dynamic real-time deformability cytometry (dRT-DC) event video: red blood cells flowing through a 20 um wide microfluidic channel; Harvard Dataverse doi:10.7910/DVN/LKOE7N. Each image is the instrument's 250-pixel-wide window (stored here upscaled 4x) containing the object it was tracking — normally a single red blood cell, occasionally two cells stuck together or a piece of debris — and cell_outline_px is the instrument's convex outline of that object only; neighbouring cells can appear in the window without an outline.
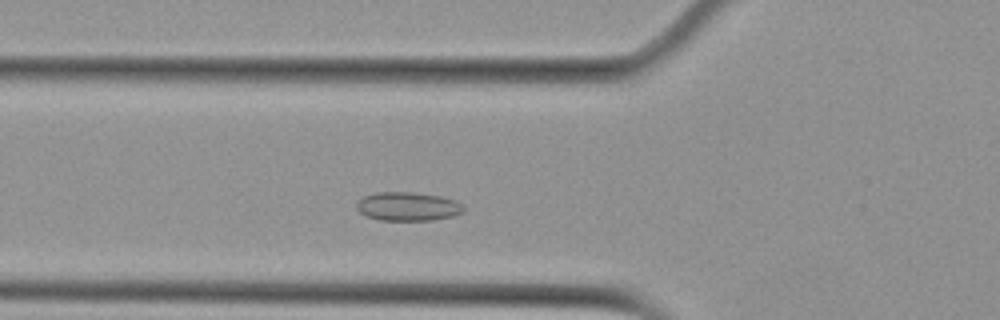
{"species": "Egyptian fruit bat (a non-hibernating species)", "species_latin": "Rousettus aegyptiacus", "temperature_condition": "cold", "stored_images_in_passage": 44, "camera_frame_rate_fps": 3000, "um_per_image_px": 0.085, "animal": {"sex": "female"}, "frame": {"image": 1, "passage_image": 8, "time_ms": 2.333, "image_size_px": [1000, 320], "cell_outline_px": [[464, 212], [452, 216], [432, 220], [380, 220], [368, 216], [360, 212], [356, 208], [356, 204], [364, 196], [376, 192], [412, 192], [440, 196], [456, 200], [464, 204]], "centroid_in_image_um": [34.7, 17.54], "position_along_channel_um": 91.1, "area_um2": 17.92}}
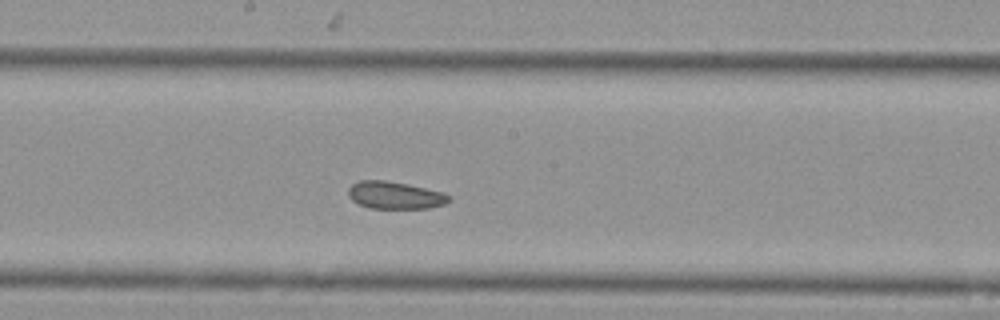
{"frame": {"image": 2, "passage_image": 18, "time_ms": 5.667, "image_size_px": [1000, 320], "cell_outline_px": [[452, 200], [444, 204], [428, 208], [368, 208], [352, 200], [348, 196], [348, 188], [352, 184], [360, 180], [384, 180], [408, 184], [444, 192], [452, 196]], "centroid_in_image_um": [33.6, 16.59], "position_along_channel_um": 214.6, "area_um2": 16.18}}
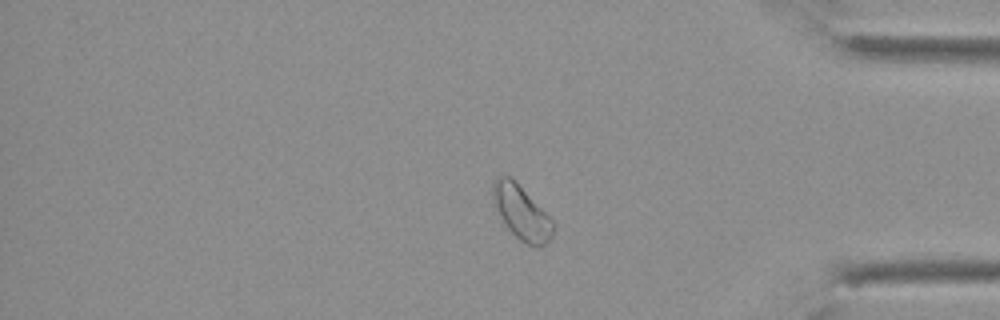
{"frame": {"image": 3, "passage_image": 34, "time_ms": 11.0, "image_size_px": [1000, 320], "cell_outline_px": [[556, 228], [552, 236], [540, 248], [528, 244], [520, 240], [508, 228], [492, 204], [492, 184], [500, 176], [512, 176], [556, 224]], "centroid_in_image_um": [44.33, 18.05], "position_along_channel_um": 390.9, "area_um2": 19.02}, "authors_computed_cell_mechanics": {"area_um2": 17.6001, "velocity_mm_per_s": 3.7076, "shape_relaxation_time_tau1_ms": null, "shape_relaxation_time_tau2_ms": 2.9237, "deformation_change_tau1": null, "deformation_change_tau2": 0.0681}}